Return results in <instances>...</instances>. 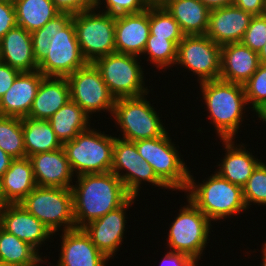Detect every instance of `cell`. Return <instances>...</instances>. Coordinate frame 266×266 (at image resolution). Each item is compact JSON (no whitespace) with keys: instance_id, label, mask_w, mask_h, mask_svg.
I'll return each instance as SVG.
<instances>
[{"instance_id":"obj_4","label":"cell","mask_w":266,"mask_h":266,"mask_svg":"<svg viewBox=\"0 0 266 266\" xmlns=\"http://www.w3.org/2000/svg\"><path fill=\"white\" fill-rule=\"evenodd\" d=\"M189 172L186 198L201 210L210 221L223 220L240 214L248 208L243 198V188L219 176L216 172L203 183ZM195 181V182H194Z\"/></svg>"},{"instance_id":"obj_23","label":"cell","mask_w":266,"mask_h":266,"mask_svg":"<svg viewBox=\"0 0 266 266\" xmlns=\"http://www.w3.org/2000/svg\"><path fill=\"white\" fill-rule=\"evenodd\" d=\"M1 62L20 72L38 70L31 33L21 26L9 30L0 40Z\"/></svg>"},{"instance_id":"obj_31","label":"cell","mask_w":266,"mask_h":266,"mask_svg":"<svg viewBox=\"0 0 266 266\" xmlns=\"http://www.w3.org/2000/svg\"><path fill=\"white\" fill-rule=\"evenodd\" d=\"M0 259L7 266H40L47 263L29 243L0 227Z\"/></svg>"},{"instance_id":"obj_48","label":"cell","mask_w":266,"mask_h":266,"mask_svg":"<svg viewBox=\"0 0 266 266\" xmlns=\"http://www.w3.org/2000/svg\"><path fill=\"white\" fill-rule=\"evenodd\" d=\"M258 57H259V62L261 64H266V43L264 44V46L259 51Z\"/></svg>"},{"instance_id":"obj_13","label":"cell","mask_w":266,"mask_h":266,"mask_svg":"<svg viewBox=\"0 0 266 266\" xmlns=\"http://www.w3.org/2000/svg\"><path fill=\"white\" fill-rule=\"evenodd\" d=\"M176 64L197 75L199 83L218 80L221 71V46L206 35H185L177 45Z\"/></svg>"},{"instance_id":"obj_34","label":"cell","mask_w":266,"mask_h":266,"mask_svg":"<svg viewBox=\"0 0 266 266\" xmlns=\"http://www.w3.org/2000/svg\"><path fill=\"white\" fill-rule=\"evenodd\" d=\"M147 54L148 60L156 65V68L166 69L173 67L177 59V45L166 38L149 35L142 56Z\"/></svg>"},{"instance_id":"obj_50","label":"cell","mask_w":266,"mask_h":266,"mask_svg":"<svg viewBox=\"0 0 266 266\" xmlns=\"http://www.w3.org/2000/svg\"><path fill=\"white\" fill-rule=\"evenodd\" d=\"M148 6H160L166 0H144Z\"/></svg>"},{"instance_id":"obj_2","label":"cell","mask_w":266,"mask_h":266,"mask_svg":"<svg viewBox=\"0 0 266 266\" xmlns=\"http://www.w3.org/2000/svg\"><path fill=\"white\" fill-rule=\"evenodd\" d=\"M72 20V14L59 13L42 27V34L52 37L46 55L38 63L45 77H67L88 63L80 51Z\"/></svg>"},{"instance_id":"obj_14","label":"cell","mask_w":266,"mask_h":266,"mask_svg":"<svg viewBox=\"0 0 266 266\" xmlns=\"http://www.w3.org/2000/svg\"><path fill=\"white\" fill-rule=\"evenodd\" d=\"M70 99L77 103L90 117L101 110L113 113L115 98L110 94L99 70L87 63L67 77Z\"/></svg>"},{"instance_id":"obj_10","label":"cell","mask_w":266,"mask_h":266,"mask_svg":"<svg viewBox=\"0 0 266 266\" xmlns=\"http://www.w3.org/2000/svg\"><path fill=\"white\" fill-rule=\"evenodd\" d=\"M72 21L80 51L88 63L116 52L114 15L94 8L76 13Z\"/></svg>"},{"instance_id":"obj_29","label":"cell","mask_w":266,"mask_h":266,"mask_svg":"<svg viewBox=\"0 0 266 266\" xmlns=\"http://www.w3.org/2000/svg\"><path fill=\"white\" fill-rule=\"evenodd\" d=\"M21 123L26 157L36 153L54 151L63 147L48 120L22 117Z\"/></svg>"},{"instance_id":"obj_41","label":"cell","mask_w":266,"mask_h":266,"mask_svg":"<svg viewBox=\"0 0 266 266\" xmlns=\"http://www.w3.org/2000/svg\"><path fill=\"white\" fill-rule=\"evenodd\" d=\"M35 60L39 63L46 55L52 37L42 34V28L31 33Z\"/></svg>"},{"instance_id":"obj_8","label":"cell","mask_w":266,"mask_h":266,"mask_svg":"<svg viewBox=\"0 0 266 266\" xmlns=\"http://www.w3.org/2000/svg\"><path fill=\"white\" fill-rule=\"evenodd\" d=\"M138 58L140 59L139 56L114 52L93 62L115 100L149 94Z\"/></svg>"},{"instance_id":"obj_43","label":"cell","mask_w":266,"mask_h":266,"mask_svg":"<svg viewBox=\"0 0 266 266\" xmlns=\"http://www.w3.org/2000/svg\"><path fill=\"white\" fill-rule=\"evenodd\" d=\"M19 73V70L0 62V98L13 85V82Z\"/></svg>"},{"instance_id":"obj_21","label":"cell","mask_w":266,"mask_h":266,"mask_svg":"<svg viewBox=\"0 0 266 266\" xmlns=\"http://www.w3.org/2000/svg\"><path fill=\"white\" fill-rule=\"evenodd\" d=\"M44 78L39 70L20 72L13 85L0 98V115L27 117Z\"/></svg>"},{"instance_id":"obj_33","label":"cell","mask_w":266,"mask_h":266,"mask_svg":"<svg viewBox=\"0 0 266 266\" xmlns=\"http://www.w3.org/2000/svg\"><path fill=\"white\" fill-rule=\"evenodd\" d=\"M150 35L166 38L173 41L176 45L185 36L178 22L162 6H149Z\"/></svg>"},{"instance_id":"obj_6","label":"cell","mask_w":266,"mask_h":266,"mask_svg":"<svg viewBox=\"0 0 266 266\" xmlns=\"http://www.w3.org/2000/svg\"><path fill=\"white\" fill-rule=\"evenodd\" d=\"M19 204L53 234L76 229L71 188L36 186Z\"/></svg>"},{"instance_id":"obj_7","label":"cell","mask_w":266,"mask_h":266,"mask_svg":"<svg viewBox=\"0 0 266 266\" xmlns=\"http://www.w3.org/2000/svg\"><path fill=\"white\" fill-rule=\"evenodd\" d=\"M134 142L138 153L152 166L157 177L169 189L186 190L190 171L168 132L160 137Z\"/></svg>"},{"instance_id":"obj_16","label":"cell","mask_w":266,"mask_h":266,"mask_svg":"<svg viewBox=\"0 0 266 266\" xmlns=\"http://www.w3.org/2000/svg\"><path fill=\"white\" fill-rule=\"evenodd\" d=\"M252 17L235 5L211 10L205 35L220 46L241 42Z\"/></svg>"},{"instance_id":"obj_30","label":"cell","mask_w":266,"mask_h":266,"mask_svg":"<svg viewBox=\"0 0 266 266\" xmlns=\"http://www.w3.org/2000/svg\"><path fill=\"white\" fill-rule=\"evenodd\" d=\"M16 12L17 25L29 33L42 28L60 12L52 0H12Z\"/></svg>"},{"instance_id":"obj_5","label":"cell","mask_w":266,"mask_h":266,"mask_svg":"<svg viewBox=\"0 0 266 266\" xmlns=\"http://www.w3.org/2000/svg\"><path fill=\"white\" fill-rule=\"evenodd\" d=\"M94 129L90 127L63 144L75 177L111 171L115 137Z\"/></svg>"},{"instance_id":"obj_45","label":"cell","mask_w":266,"mask_h":266,"mask_svg":"<svg viewBox=\"0 0 266 266\" xmlns=\"http://www.w3.org/2000/svg\"><path fill=\"white\" fill-rule=\"evenodd\" d=\"M210 11L233 5V0H200Z\"/></svg>"},{"instance_id":"obj_28","label":"cell","mask_w":266,"mask_h":266,"mask_svg":"<svg viewBox=\"0 0 266 266\" xmlns=\"http://www.w3.org/2000/svg\"><path fill=\"white\" fill-rule=\"evenodd\" d=\"M89 118L91 119L77 103L70 99L48 121L57 138L64 144L90 128Z\"/></svg>"},{"instance_id":"obj_26","label":"cell","mask_w":266,"mask_h":266,"mask_svg":"<svg viewBox=\"0 0 266 266\" xmlns=\"http://www.w3.org/2000/svg\"><path fill=\"white\" fill-rule=\"evenodd\" d=\"M162 6L178 22L184 35H205L210 10L200 0H166Z\"/></svg>"},{"instance_id":"obj_27","label":"cell","mask_w":266,"mask_h":266,"mask_svg":"<svg viewBox=\"0 0 266 266\" xmlns=\"http://www.w3.org/2000/svg\"><path fill=\"white\" fill-rule=\"evenodd\" d=\"M36 186L28 157L13 159L0 179V189L8 204H19Z\"/></svg>"},{"instance_id":"obj_18","label":"cell","mask_w":266,"mask_h":266,"mask_svg":"<svg viewBox=\"0 0 266 266\" xmlns=\"http://www.w3.org/2000/svg\"><path fill=\"white\" fill-rule=\"evenodd\" d=\"M149 35V6L140 13L115 16L116 52L140 57Z\"/></svg>"},{"instance_id":"obj_52","label":"cell","mask_w":266,"mask_h":266,"mask_svg":"<svg viewBox=\"0 0 266 266\" xmlns=\"http://www.w3.org/2000/svg\"><path fill=\"white\" fill-rule=\"evenodd\" d=\"M0 266H7V265L0 259Z\"/></svg>"},{"instance_id":"obj_35","label":"cell","mask_w":266,"mask_h":266,"mask_svg":"<svg viewBox=\"0 0 266 266\" xmlns=\"http://www.w3.org/2000/svg\"><path fill=\"white\" fill-rule=\"evenodd\" d=\"M243 198L247 208H250L251 203L266 205V164L264 162L256 167L243 187Z\"/></svg>"},{"instance_id":"obj_37","label":"cell","mask_w":266,"mask_h":266,"mask_svg":"<svg viewBox=\"0 0 266 266\" xmlns=\"http://www.w3.org/2000/svg\"><path fill=\"white\" fill-rule=\"evenodd\" d=\"M241 43L259 53L266 43V14L255 15L251 18Z\"/></svg>"},{"instance_id":"obj_36","label":"cell","mask_w":266,"mask_h":266,"mask_svg":"<svg viewBox=\"0 0 266 266\" xmlns=\"http://www.w3.org/2000/svg\"><path fill=\"white\" fill-rule=\"evenodd\" d=\"M248 106L252 111L266 103V64H259L256 72L243 85Z\"/></svg>"},{"instance_id":"obj_39","label":"cell","mask_w":266,"mask_h":266,"mask_svg":"<svg viewBox=\"0 0 266 266\" xmlns=\"http://www.w3.org/2000/svg\"><path fill=\"white\" fill-rule=\"evenodd\" d=\"M17 26L16 12L12 0H0V40Z\"/></svg>"},{"instance_id":"obj_38","label":"cell","mask_w":266,"mask_h":266,"mask_svg":"<svg viewBox=\"0 0 266 266\" xmlns=\"http://www.w3.org/2000/svg\"><path fill=\"white\" fill-rule=\"evenodd\" d=\"M102 3H105V9H100V11L114 16L136 14L143 12L148 8V5L144 0H97L96 8H100Z\"/></svg>"},{"instance_id":"obj_49","label":"cell","mask_w":266,"mask_h":266,"mask_svg":"<svg viewBox=\"0 0 266 266\" xmlns=\"http://www.w3.org/2000/svg\"><path fill=\"white\" fill-rule=\"evenodd\" d=\"M7 204L8 203L4 200V197H3L1 189H0V217H1L2 213L4 212Z\"/></svg>"},{"instance_id":"obj_15","label":"cell","mask_w":266,"mask_h":266,"mask_svg":"<svg viewBox=\"0 0 266 266\" xmlns=\"http://www.w3.org/2000/svg\"><path fill=\"white\" fill-rule=\"evenodd\" d=\"M135 199V196H131L122 206L82 228L97 249L108 259L114 257L124 241L126 211L134 204Z\"/></svg>"},{"instance_id":"obj_11","label":"cell","mask_w":266,"mask_h":266,"mask_svg":"<svg viewBox=\"0 0 266 266\" xmlns=\"http://www.w3.org/2000/svg\"><path fill=\"white\" fill-rule=\"evenodd\" d=\"M188 205L179 210L176 218L168 230L167 245L170 251L184 253L195 261H199L212 226L207 216L199 210L189 199Z\"/></svg>"},{"instance_id":"obj_24","label":"cell","mask_w":266,"mask_h":266,"mask_svg":"<svg viewBox=\"0 0 266 266\" xmlns=\"http://www.w3.org/2000/svg\"><path fill=\"white\" fill-rule=\"evenodd\" d=\"M224 149L226 151L222 162L218 164V171H215L219 176L228 180L229 182L244 187L252 175L256 167L262 162L254 155L246 150L242 143L237 145L234 144L235 140H221Z\"/></svg>"},{"instance_id":"obj_3","label":"cell","mask_w":266,"mask_h":266,"mask_svg":"<svg viewBox=\"0 0 266 266\" xmlns=\"http://www.w3.org/2000/svg\"><path fill=\"white\" fill-rule=\"evenodd\" d=\"M200 87L209 111L207 116L220 140H234L244 120L243 111L248 105L244 86L218 79L202 82Z\"/></svg>"},{"instance_id":"obj_1","label":"cell","mask_w":266,"mask_h":266,"mask_svg":"<svg viewBox=\"0 0 266 266\" xmlns=\"http://www.w3.org/2000/svg\"><path fill=\"white\" fill-rule=\"evenodd\" d=\"M76 178L71 190L77 229L117 209L131 197L120 178L111 171L83 174Z\"/></svg>"},{"instance_id":"obj_25","label":"cell","mask_w":266,"mask_h":266,"mask_svg":"<svg viewBox=\"0 0 266 266\" xmlns=\"http://www.w3.org/2000/svg\"><path fill=\"white\" fill-rule=\"evenodd\" d=\"M70 100V87L66 77H45L38 88L29 115L48 120Z\"/></svg>"},{"instance_id":"obj_51","label":"cell","mask_w":266,"mask_h":266,"mask_svg":"<svg viewBox=\"0 0 266 266\" xmlns=\"http://www.w3.org/2000/svg\"><path fill=\"white\" fill-rule=\"evenodd\" d=\"M262 246V251H261V253H262V258H261V260H262V262H261V266H266V242H264V244L263 245H261Z\"/></svg>"},{"instance_id":"obj_32","label":"cell","mask_w":266,"mask_h":266,"mask_svg":"<svg viewBox=\"0 0 266 266\" xmlns=\"http://www.w3.org/2000/svg\"><path fill=\"white\" fill-rule=\"evenodd\" d=\"M0 148L13 159L26 157L20 117L0 115Z\"/></svg>"},{"instance_id":"obj_20","label":"cell","mask_w":266,"mask_h":266,"mask_svg":"<svg viewBox=\"0 0 266 266\" xmlns=\"http://www.w3.org/2000/svg\"><path fill=\"white\" fill-rule=\"evenodd\" d=\"M62 235L60 259L55 266H106L108 263L109 259L97 249L83 229L63 231Z\"/></svg>"},{"instance_id":"obj_12","label":"cell","mask_w":266,"mask_h":266,"mask_svg":"<svg viewBox=\"0 0 266 266\" xmlns=\"http://www.w3.org/2000/svg\"><path fill=\"white\" fill-rule=\"evenodd\" d=\"M111 172L120 178L126 191L131 196L137 197L141 183L145 182L151 183L155 187H161V189H169L157 177L152 166L138 153L135 142L116 136L113 146Z\"/></svg>"},{"instance_id":"obj_44","label":"cell","mask_w":266,"mask_h":266,"mask_svg":"<svg viewBox=\"0 0 266 266\" xmlns=\"http://www.w3.org/2000/svg\"><path fill=\"white\" fill-rule=\"evenodd\" d=\"M233 5L253 16L266 14V0H233Z\"/></svg>"},{"instance_id":"obj_40","label":"cell","mask_w":266,"mask_h":266,"mask_svg":"<svg viewBox=\"0 0 266 266\" xmlns=\"http://www.w3.org/2000/svg\"><path fill=\"white\" fill-rule=\"evenodd\" d=\"M60 13L75 15L96 8L97 0H52Z\"/></svg>"},{"instance_id":"obj_46","label":"cell","mask_w":266,"mask_h":266,"mask_svg":"<svg viewBox=\"0 0 266 266\" xmlns=\"http://www.w3.org/2000/svg\"><path fill=\"white\" fill-rule=\"evenodd\" d=\"M12 160L13 158L0 148V179L9 169Z\"/></svg>"},{"instance_id":"obj_22","label":"cell","mask_w":266,"mask_h":266,"mask_svg":"<svg viewBox=\"0 0 266 266\" xmlns=\"http://www.w3.org/2000/svg\"><path fill=\"white\" fill-rule=\"evenodd\" d=\"M258 53L241 42L221 46L219 79L244 85L259 67Z\"/></svg>"},{"instance_id":"obj_47","label":"cell","mask_w":266,"mask_h":266,"mask_svg":"<svg viewBox=\"0 0 266 266\" xmlns=\"http://www.w3.org/2000/svg\"><path fill=\"white\" fill-rule=\"evenodd\" d=\"M256 112V113H255ZM254 113L257 115L261 121L266 123V103L260 105L257 109L254 110Z\"/></svg>"},{"instance_id":"obj_19","label":"cell","mask_w":266,"mask_h":266,"mask_svg":"<svg viewBox=\"0 0 266 266\" xmlns=\"http://www.w3.org/2000/svg\"><path fill=\"white\" fill-rule=\"evenodd\" d=\"M28 158L37 186L72 188L74 174L63 147L36 153Z\"/></svg>"},{"instance_id":"obj_9","label":"cell","mask_w":266,"mask_h":266,"mask_svg":"<svg viewBox=\"0 0 266 266\" xmlns=\"http://www.w3.org/2000/svg\"><path fill=\"white\" fill-rule=\"evenodd\" d=\"M146 95L115 100L112 116L123 133L119 138L139 141L160 137L167 132Z\"/></svg>"},{"instance_id":"obj_17","label":"cell","mask_w":266,"mask_h":266,"mask_svg":"<svg viewBox=\"0 0 266 266\" xmlns=\"http://www.w3.org/2000/svg\"><path fill=\"white\" fill-rule=\"evenodd\" d=\"M0 227L29 243L37 251L41 244L53 236V233L21 204H7L0 217Z\"/></svg>"},{"instance_id":"obj_42","label":"cell","mask_w":266,"mask_h":266,"mask_svg":"<svg viewBox=\"0 0 266 266\" xmlns=\"http://www.w3.org/2000/svg\"><path fill=\"white\" fill-rule=\"evenodd\" d=\"M160 263V266H198L193 258L176 251H168Z\"/></svg>"}]
</instances>
